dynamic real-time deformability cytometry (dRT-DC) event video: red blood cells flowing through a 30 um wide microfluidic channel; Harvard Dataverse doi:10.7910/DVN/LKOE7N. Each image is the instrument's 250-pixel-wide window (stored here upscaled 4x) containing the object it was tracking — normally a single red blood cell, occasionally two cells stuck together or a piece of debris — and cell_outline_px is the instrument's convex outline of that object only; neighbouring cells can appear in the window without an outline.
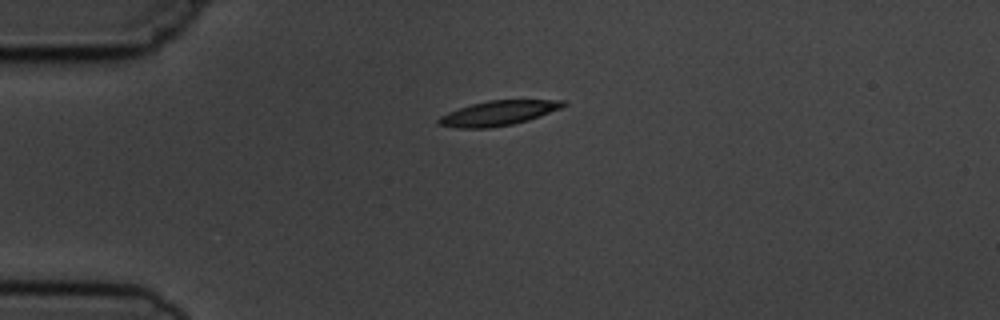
{"species": "common noctule bat (a hibernating species)", "species_latin": "Nyctalus noctula", "temperature_condition": "cold", "stored_images_in_passage": 2, "camera_frame_rate_fps": 3000, "um_per_image_px": 0.085, "animal": {"sex": "male", "body_mass_g": 19.5, "forearm_length_mm": 54.6}, "frame": {"image": 1, "passage_image": 1, "time_ms": 0.0, "image_size_px": [1000, 320], "cell_outline_px": [[568, 104], [560, 108], [540, 116], [528, 120], [512, 124], [488, 128], [456, 128], [436, 124], [436, 120], [440, 116], [448, 112], [472, 104], [488, 100], [564, 100]], "centroid_in_image_um": [42.32, 9.62], "position_along_channel_um": 42.7, "area_um2": 17.92}}